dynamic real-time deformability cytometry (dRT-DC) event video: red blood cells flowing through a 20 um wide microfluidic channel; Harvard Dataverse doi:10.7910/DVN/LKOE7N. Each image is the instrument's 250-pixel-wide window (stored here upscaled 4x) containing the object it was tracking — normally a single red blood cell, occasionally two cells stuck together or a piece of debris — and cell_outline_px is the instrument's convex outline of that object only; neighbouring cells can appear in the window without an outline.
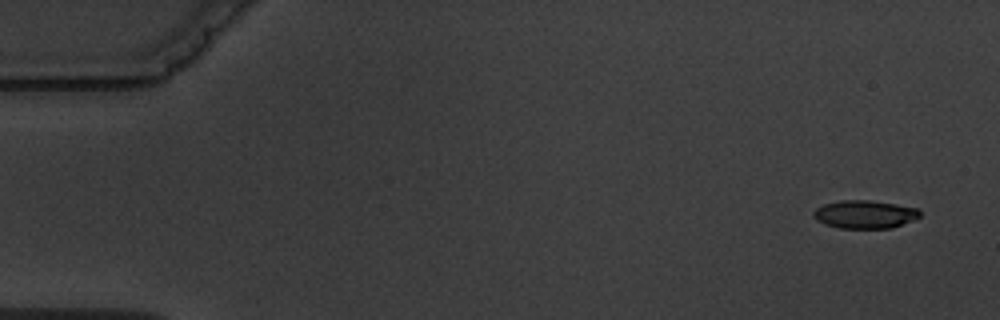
{"species": "common noctule bat (a hibernating species)", "species_latin": "Nyctalus noctula", "temperature_condition": "warm", "stored_images_in_passage": 8, "camera_frame_rate_fps": 3000, "um_per_image_px": 0.085, "animal": {"sex": "male", "body_mass_g": 19.5, "forearm_length_mm": 54.6}, "frame": {"image": 1, "passage_image": 1, "time_ms": 0.0, "image_size_px": [1000, 320], "cell_outline_px": [[920, 216], [912, 220], [892, 228], [840, 228], [824, 224], [816, 220], [812, 216], [812, 212], [816, 208], [824, 204], [840, 200], [868, 200], [896, 204], [916, 208], [920, 212]], "centroid_in_image_um": [73.46, 18.22], "position_along_channel_um": 11.5, "area_um2": 17.4}}
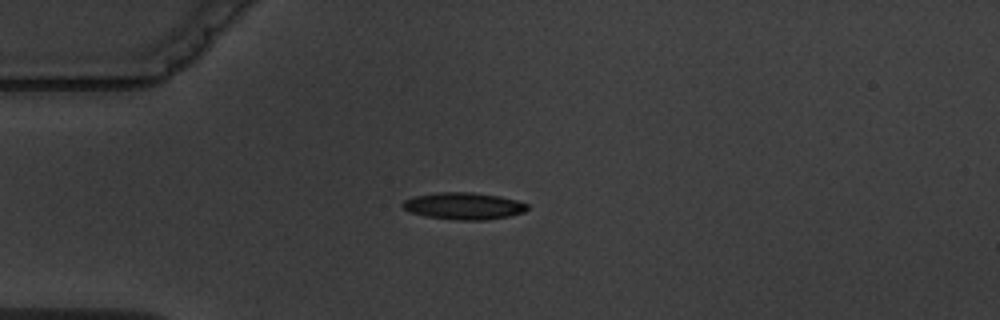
{"frame": {"image": 2, "passage_image": 4, "time_ms": 4.0, "image_size_px": [1000, 320], "cell_outline_px": [[528, 208], [524, 212], [508, 216], [484, 220], [460, 220], [424, 216], [412, 212], [404, 208], [400, 204], [404, 200], [416, 196], [436, 192], [472, 192], [500, 196], [516, 200], [528, 204]], "centroid_in_image_um": [39.42, 17.5], "position_along_channel_um": 45.6, "area_um2": 19.48}}